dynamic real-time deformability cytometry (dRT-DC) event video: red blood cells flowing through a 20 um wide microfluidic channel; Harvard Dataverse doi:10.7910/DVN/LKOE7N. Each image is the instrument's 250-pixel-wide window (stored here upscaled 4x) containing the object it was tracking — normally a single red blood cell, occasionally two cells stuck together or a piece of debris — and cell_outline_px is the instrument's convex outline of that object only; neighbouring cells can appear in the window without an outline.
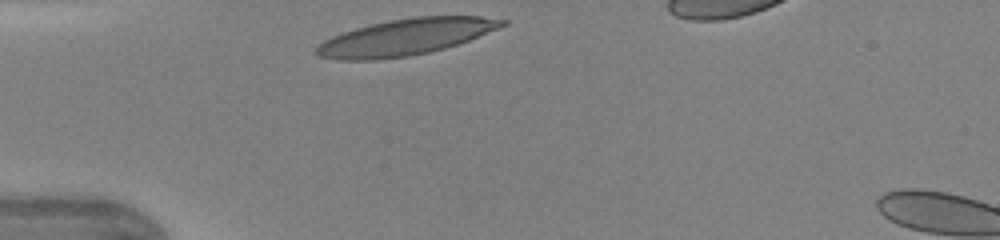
{"species": "human", "species_latin": "Homo sapiens", "temperature_condition": "warm", "stored_images_in_passage": 26, "camera_frame_rate_fps": 3000, "um_per_image_px": 0.085, "donor": {"sex": "female"}, "frame": {"image": 1, "passage_image": 1, "time_ms": 0.0, "image_size_px": [1000, 240], "cell_outline_px": [[508, 24], [468, 40], [444, 48], [428, 52], [408, 56], [376, 60], [340, 60], [316, 56], [312, 52], [324, 40], [332, 36], [356, 28], [372, 24], [392, 20], [416, 16], [480, 16], [508, 20]], "centroid_in_image_um": [34.44, 3.15], "position_along_channel_um": 50.6, "area_um2": 39.02}}
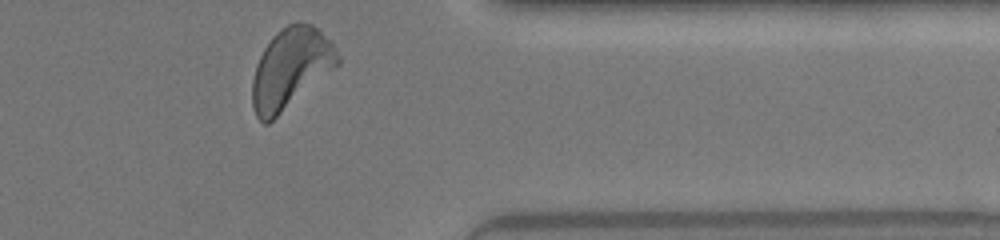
{"frame": {"image": 2, "passage_image": 26, "time_ms": 8.333, "image_size_px": [1000, 240], "cell_outline_px": [[340, 64], [268, 124], [264, 124], [256, 116], [252, 104], [252, 80], [256, 64], [264, 48], [272, 36], [280, 28], [288, 24], [312, 24], [320, 28], [332, 40], [340, 56]], "centroid_in_image_um": [24.72, 5.8], "position_along_channel_um": 386.7, "area_um2": 40.11}, "authors_computed_cell_mechanics": {"area_um2": 38.0613, "velocity_mm_per_s": 4.3455, "shape_relaxation_time_tau1_ms": 5.7769, "shape_relaxation_time_tau2_ms": 1.4027, "deformation_change_tau1": 0.2268, "deformation_change_tau2": 0.1054}}